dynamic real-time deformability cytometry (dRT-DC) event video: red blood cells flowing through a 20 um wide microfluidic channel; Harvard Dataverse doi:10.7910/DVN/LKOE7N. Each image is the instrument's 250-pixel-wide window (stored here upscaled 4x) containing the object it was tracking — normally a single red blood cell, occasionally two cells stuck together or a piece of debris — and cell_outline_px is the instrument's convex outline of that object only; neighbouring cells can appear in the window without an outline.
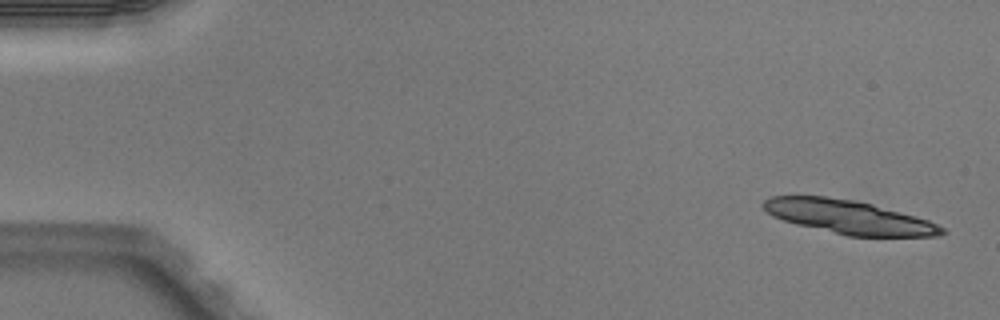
{"species": "Egyptian fruit bat (a non-hibernating species)", "species_latin": "Rousettus aegyptiacus", "temperature_condition": "warm", "stored_images_in_passage": 5, "camera_frame_rate_fps": 3000, "um_per_image_px": 0.085, "animal": {"sex": "male"}, "frame": {"image": 1, "passage_image": 1, "time_ms": 0.0, "image_size_px": [1000, 320], "cell_outline_px": [[948, 232], [936, 236], [848, 236], [796, 224], [772, 216], [760, 204], [764, 200], [772, 196], [824, 196], [852, 200], [872, 204], [928, 220], [944, 228]], "centroid_in_image_um": [72.12, 18.45], "position_along_channel_um": 12.9, "area_um2": 34.62}}
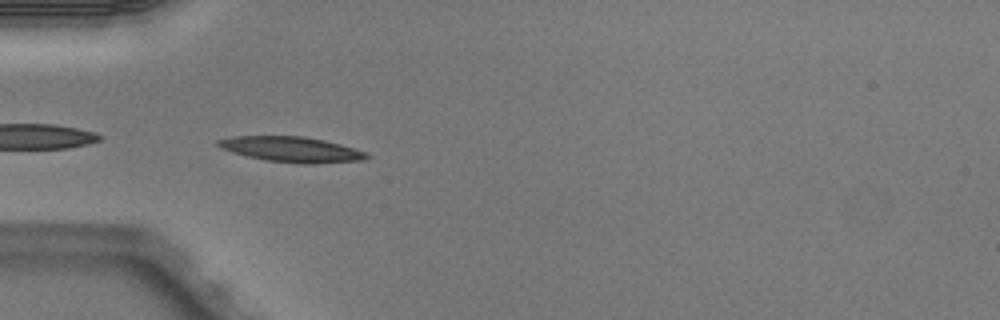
{"frame": {"image": 2, "passage_image": 4, "time_ms": 1.0, "image_size_px": [1000, 320], "cell_outline_px": [[372, 156], [364, 160], [312, 164], [300, 164], [268, 160], [248, 156], [232, 152], [220, 148], [216, 144], [216, 140], [232, 136], [304, 136], [324, 140], [340, 144], [368, 152]], "centroid_in_image_um": [24.81, 12.69], "position_along_channel_um": 60.2, "area_um2": 22.08}}
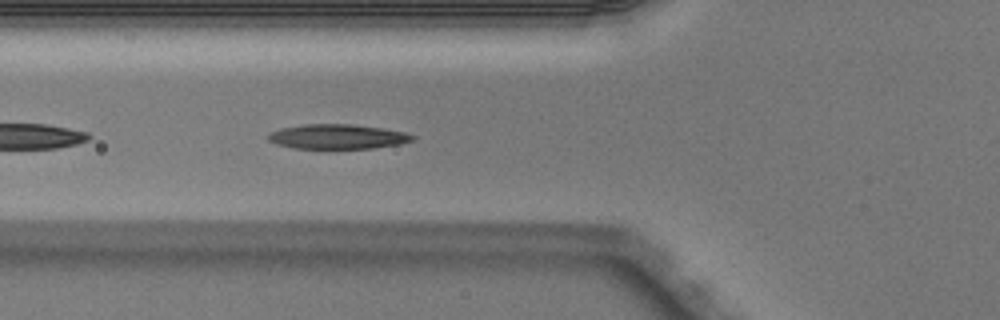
{"frame": {"image": 3, "passage_image": 5, "time_ms": 1.333, "image_size_px": [1000, 320], "cell_outline_px": [[416, 136], [412, 140], [400, 144], [372, 148], [292, 148], [276, 144], [268, 140], [268, 136], [272, 132], [280, 128], [304, 124], [352, 124], [380, 128], [404, 132]], "centroid_in_image_um": [28.67, 11.61], "position_along_channel_um": 97.1, "area_um2": 20.58}}